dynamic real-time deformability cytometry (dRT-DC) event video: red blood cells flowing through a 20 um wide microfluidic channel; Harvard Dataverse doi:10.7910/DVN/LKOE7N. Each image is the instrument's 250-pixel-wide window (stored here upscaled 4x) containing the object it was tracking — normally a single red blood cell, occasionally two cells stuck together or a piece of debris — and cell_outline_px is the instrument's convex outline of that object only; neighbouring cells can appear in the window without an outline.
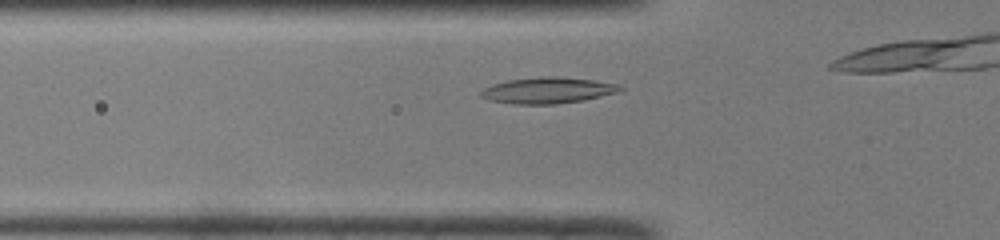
{"species": "common noctule bat (a hibernating species)", "species_latin": "Nyctalus noctula", "temperature_condition": "room temperature", "stored_images_in_passage": 7, "camera_frame_rate_fps": 3000, "um_per_image_px": 0.085, "animal": {"sex": "male", "body_mass_g": 19.0, "forearm_length_mm": 50.8}, "frame": {"image": 1, "passage_image": 3, "time_ms": 0.667, "image_size_px": [1000, 240], "cell_outline_px": [[624, 88], [616, 92], [584, 100], [556, 104], [512, 104], [488, 100], [480, 96], [480, 92], [484, 88], [492, 84], [508, 80], [544, 76], [556, 76], [592, 80], [620, 84]], "centroid_in_image_um": [46.52, 7.68], "position_along_channel_um": 79.3, "area_um2": 21.15}}
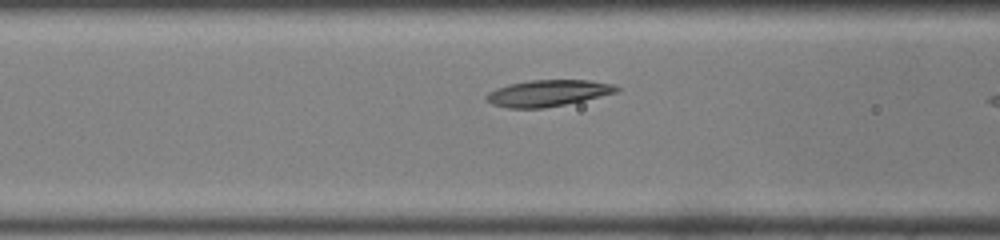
{"frame": {"image": 2, "passage_image": 6, "time_ms": 1.667, "image_size_px": [1000, 240], "cell_outline_px": [[620, 88], [616, 92], [584, 100], [544, 108], [508, 108], [492, 104], [484, 100], [484, 96], [488, 92], [496, 88], [508, 84], [528, 80], [588, 80], [612, 84]], "centroid_in_image_um": [46.49, 7.91], "position_along_channel_um": 120.1, "area_um2": 20.0}}